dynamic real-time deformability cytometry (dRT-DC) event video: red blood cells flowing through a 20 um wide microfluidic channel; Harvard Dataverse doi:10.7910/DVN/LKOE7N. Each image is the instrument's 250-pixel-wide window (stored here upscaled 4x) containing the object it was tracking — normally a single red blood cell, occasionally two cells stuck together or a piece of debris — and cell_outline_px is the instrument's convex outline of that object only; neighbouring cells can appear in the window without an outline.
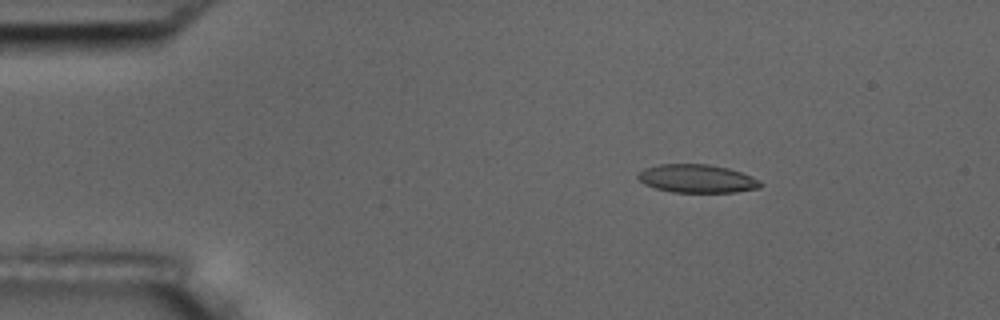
{"species": "common noctule bat (a hibernating species)", "species_latin": "Nyctalus noctula", "temperature_condition": "room temperature", "stored_images_in_passage": 49, "camera_frame_rate_fps": 3000, "um_per_image_px": 0.085, "animal": {"sex": "male", "body_mass_g": 17.5, "forearm_length_mm": 52.3}, "frame": {"image": 1, "passage_image": 2, "time_ms": 0.333, "image_size_px": [1000, 320], "cell_outline_px": [[764, 184], [760, 188], [736, 192], [672, 192], [656, 188], [644, 184], [636, 176], [644, 168], [660, 164], [708, 164], [728, 168], [740, 172], [760, 180]], "centroid_in_image_um": [59.26, 15.18], "position_along_channel_um": 25.7, "area_um2": 20.17}}
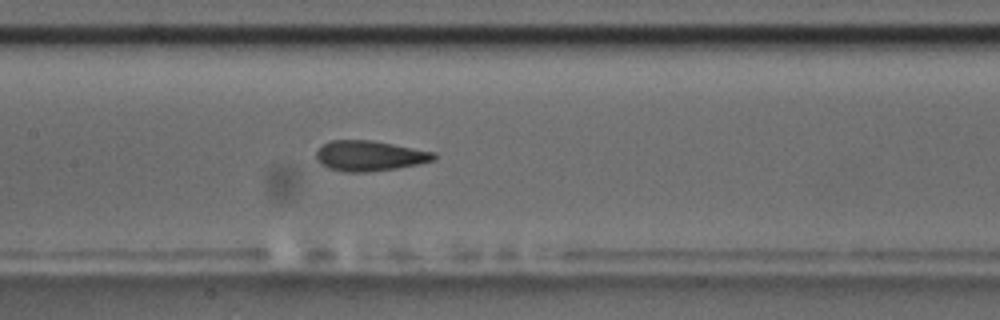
{"frame": {"image": 2, "passage_image": 20, "time_ms": 6.333, "image_size_px": [1000, 320], "cell_outline_px": [[436, 156], [432, 160], [416, 164], [396, 168], [368, 172], [344, 172], [328, 168], [320, 164], [316, 160], [316, 152], [324, 144], [332, 140], [372, 140], [432, 152]], "centroid_in_image_um": [31.33, 13.25], "position_along_channel_um": 176.1, "area_um2": 20.46}}
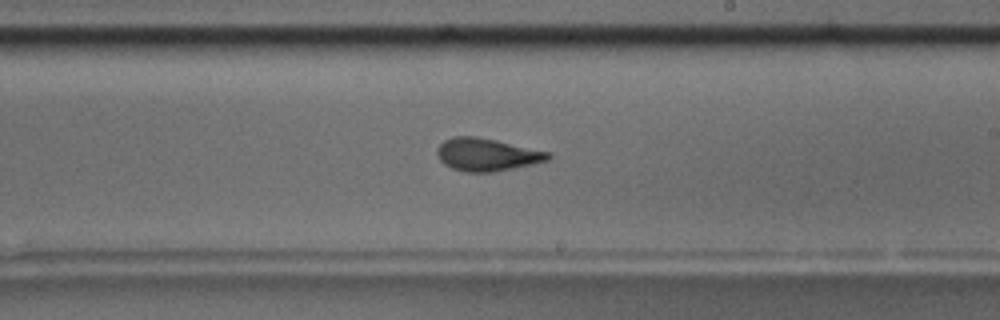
{"frame": {"image": 3, "passage_image": 26, "time_ms": 8.333, "image_size_px": [1000, 320], "cell_outline_px": [[552, 156], [548, 160], [532, 164], [496, 172], [464, 172], [452, 168], [444, 164], [440, 160], [436, 152], [436, 148], [444, 140], [452, 136], [476, 136], [496, 140], [552, 152]], "centroid_in_image_um": [41.39, 13.14], "position_along_channel_um": 247.6, "area_um2": 21.39}, "authors_computed_cell_mechanics": {"area_um2": 20.8658, "velocity_mm_per_s": 3.5998, "shape_relaxation_time_tau1_ms": 5.8842, "shape_relaxation_time_tau2_ms": 1.8249, "deformation_change_tau1": 0.1582, "deformation_change_tau2": 0.0857}}